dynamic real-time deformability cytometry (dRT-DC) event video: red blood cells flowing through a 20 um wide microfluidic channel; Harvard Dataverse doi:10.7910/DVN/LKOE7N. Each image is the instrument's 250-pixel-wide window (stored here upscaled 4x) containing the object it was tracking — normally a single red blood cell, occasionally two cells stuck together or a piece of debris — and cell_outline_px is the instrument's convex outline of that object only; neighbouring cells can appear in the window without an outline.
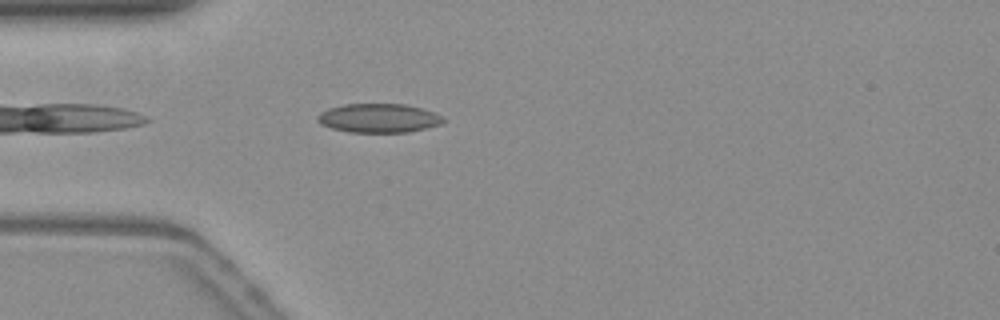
{"species": "common noctule bat (a hibernating species)", "species_latin": "Nyctalus noctula", "temperature_condition": "warm", "stored_images_in_passage": 20, "camera_frame_rate_fps": 3000, "um_per_image_px": 0.085, "animal": {"sex": "female", "body_mass_g": 19.3, "forearm_length_mm": 54.1}, "frame": {"image": 1, "passage_image": 3, "time_ms": 0.667, "image_size_px": [1000, 320], "cell_outline_px": [[444, 120], [440, 124], [408, 132], [352, 132], [332, 128], [320, 124], [316, 120], [316, 116], [320, 112], [328, 108], [344, 104], [404, 104], [420, 108], [432, 112], [440, 116]], "centroid_in_image_um": [32.11, 10.03], "position_along_channel_um": 52.9, "area_um2": 20.98}}
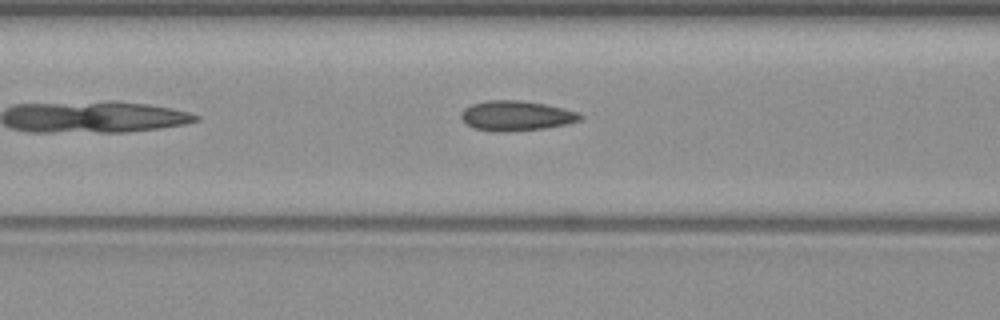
{"frame": {"image": 2, "passage_image": 9, "time_ms": 2.667, "image_size_px": [1000, 320], "cell_outline_px": [[584, 116], [580, 120], [564, 124], [544, 128], [508, 132], [500, 132], [476, 128], [468, 124], [460, 116], [460, 112], [464, 108], [472, 104], [484, 100], [520, 100], [544, 104], [564, 108], [580, 112]], "centroid_in_image_um": [43.89, 9.82], "position_along_channel_um": 122.7, "area_um2": 20.75}}
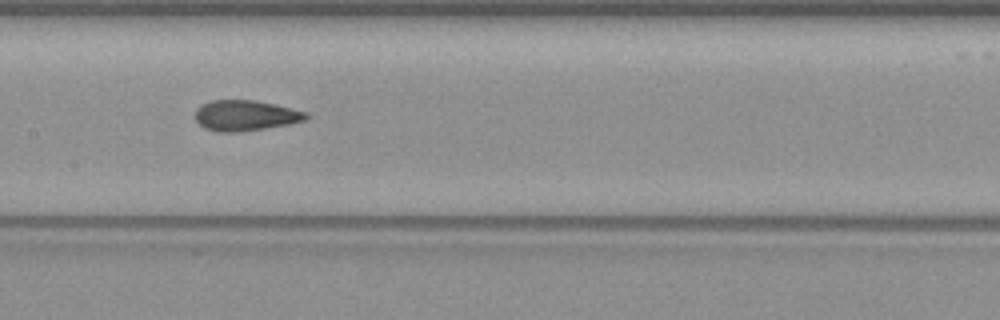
{"frame": {"image": 3, "passage_image": 14, "time_ms": 4.333, "image_size_px": [1000, 320], "cell_outline_px": [[308, 116], [304, 120], [288, 124], [264, 128], [236, 132], [216, 132], [204, 128], [196, 120], [196, 108], [200, 104], [212, 100], [252, 100], [276, 104], [304, 112]], "centroid_in_image_um": [20.79, 9.81], "position_along_channel_um": 186.6, "area_um2": 19.54}}